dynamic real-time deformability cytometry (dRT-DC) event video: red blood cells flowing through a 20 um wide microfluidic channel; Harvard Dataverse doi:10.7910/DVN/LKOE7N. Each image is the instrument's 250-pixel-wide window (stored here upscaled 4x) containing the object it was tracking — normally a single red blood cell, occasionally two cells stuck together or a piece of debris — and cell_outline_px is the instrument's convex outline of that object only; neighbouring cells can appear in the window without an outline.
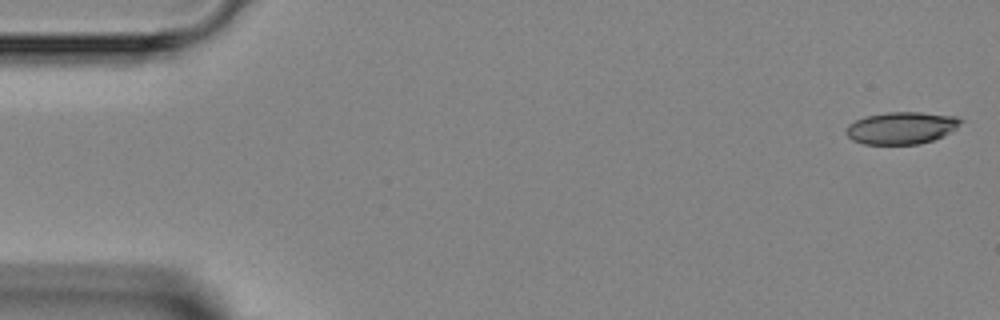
{"species": "Egyptian fruit bat (a non-hibernating species)", "species_latin": "Rousettus aegyptiacus", "temperature_condition": "room temperature", "stored_images_in_passage": 13, "camera_frame_rate_fps": 3000, "um_per_image_px": 0.085, "animal": {"sex": "female"}, "frame": {"image": 1, "passage_image": 1, "time_ms": 0.0, "image_size_px": [1000, 320], "cell_outline_px": [[964, 120], [956, 128], [944, 136], [920, 144], [864, 144], [852, 140], [844, 132], [848, 124], [864, 116], [888, 112], [920, 112], [956, 116]], "centroid_in_image_um": [76.61, 10.87], "position_along_channel_um": 8.4, "area_um2": 21.62}}
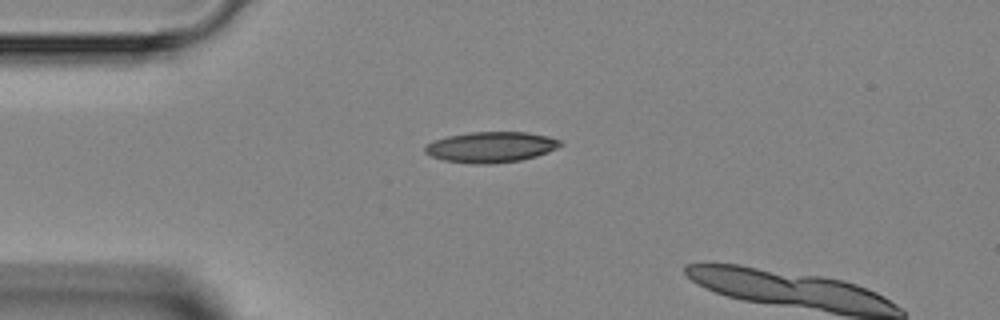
{"frame": {"image": 2, "passage_image": 11, "time_ms": 3.333, "image_size_px": [1000, 320], "cell_outline_px": [[564, 144], [548, 152], [536, 156], [520, 160], [492, 164], [476, 164], [444, 160], [432, 156], [424, 152], [424, 148], [432, 140], [448, 136], [468, 132], [524, 132], [548, 136], [560, 140]], "centroid_in_image_um": [41.73, 12.5], "position_along_channel_um": 43.3, "area_um2": 24.16}}